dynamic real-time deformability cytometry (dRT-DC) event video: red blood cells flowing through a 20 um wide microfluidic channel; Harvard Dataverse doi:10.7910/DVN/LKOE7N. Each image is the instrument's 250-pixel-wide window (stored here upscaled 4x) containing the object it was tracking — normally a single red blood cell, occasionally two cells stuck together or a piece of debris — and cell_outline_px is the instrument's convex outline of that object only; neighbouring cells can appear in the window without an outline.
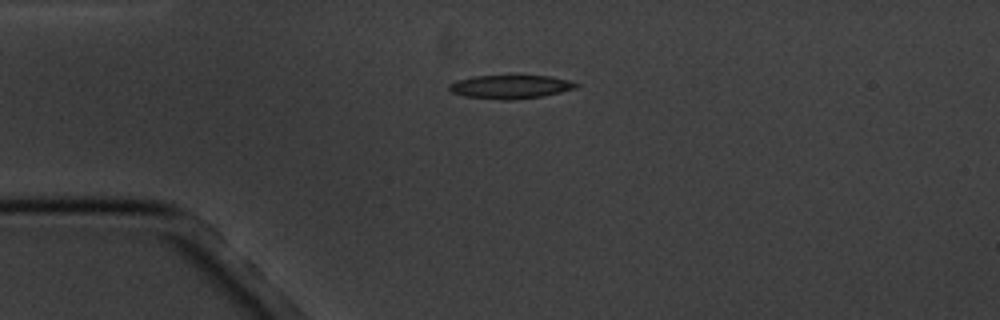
{"species": "common noctule bat (a hibernating species)", "species_latin": "Nyctalus noctula", "temperature_condition": "cold", "stored_images_in_passage": 7, "camera_frame_rate_fps": 3000, "um_per_image_px": 0.085, "animal": {"sex": "male", "body_mass_g": 20.1, "forearm_length_mm": 53.5}, "frame": {"image": 1, "passage_image": 1, "time_ms": 0.0, "image_size_px": [1000, 320], "cell_outline_px": [[580, 84], [576, 88], [544, 96], [512, 100], [504, 100], [464, 96], [452, 92], [448, 88], [448, 84], [460, 80], [476, 76], [548, 76], [572, 80]], "centroid_in_image_um": [43.44, 7.38], "position_along_channel_um": 41.6, "area_um2": 17.34}}
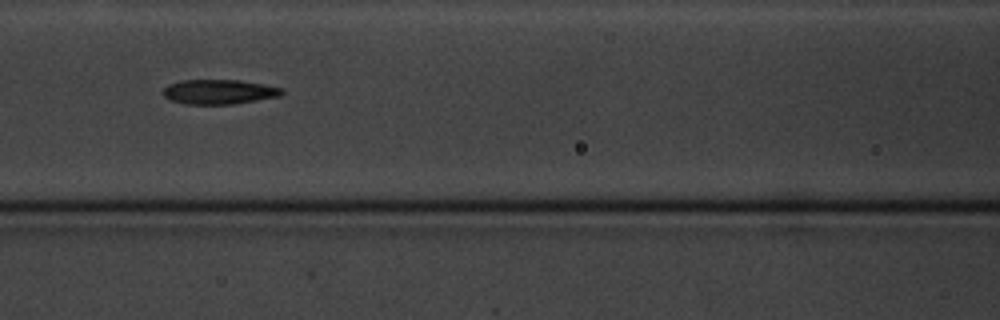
{"frame": {"image": 2, "passage_image": 4, "time_ms": 3.667, "image_size_px": [1000, 320], "cell_outline_px": [[284, 92], [280, 96], [232, 104], [184, 104], [172, 100], [164, 96], [164, 88], [168, 84], [184, 80], [240, 80], [264, 84], [284, 88]], "centroid_in_image_um": [18.65, 7.8], "position_along_channel_um": 148.0, "area_um2": 16.99}}
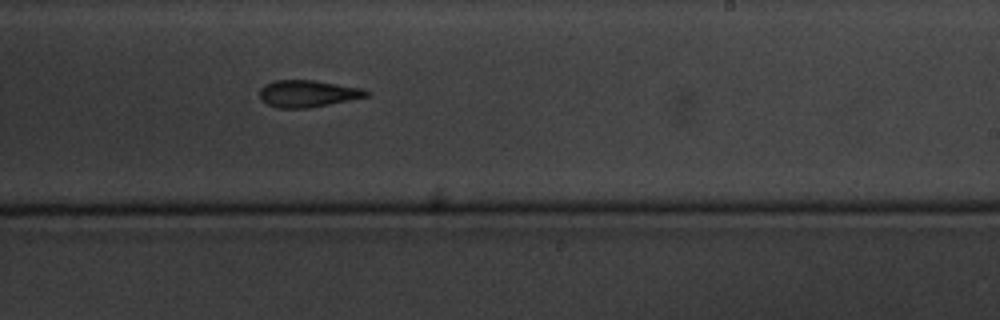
{"frame": {"image": 3, "passage_image": 7, "time_ms": 7.0, "image_size_px": [1000, 320], "cell_outline_px": [[372, 92], [368, 96], [308, 108], [276, 108], [268, 104], [260, 96], [260, 88], [264, 84], [272, 80], [312, 80], [364, 88]], "centroid_in_image_um": [26.16, 7.94], "position_along_channel_um": 262.8, "area_um2": 16.7}}